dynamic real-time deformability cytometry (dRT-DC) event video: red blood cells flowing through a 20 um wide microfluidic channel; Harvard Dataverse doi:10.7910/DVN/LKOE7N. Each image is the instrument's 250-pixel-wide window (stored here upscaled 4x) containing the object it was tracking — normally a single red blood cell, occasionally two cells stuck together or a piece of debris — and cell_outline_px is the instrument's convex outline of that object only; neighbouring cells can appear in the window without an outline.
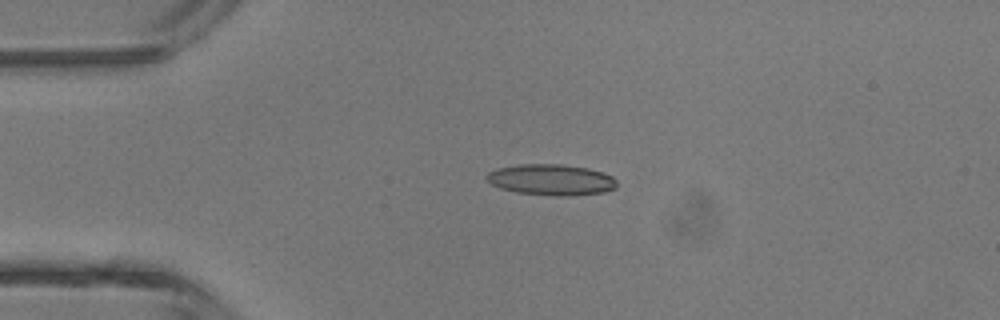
{"species": "common noctule bat (a hibernating species)", "species_latin": "Nyctalus noctula", "temperature_condition": "room temperature", "stored_images_in_passage": 3, "camera_frame_rate_fps": 3000, "um_per_image_px": 0.085, "animal": {"sex": "male", "body_mass_g": 13.3}, "frame": {"image": 1, "passage_image": 1, "time_ms": 0.0, "image_size_px": [1000, 320], "cell_outline_px": [[616, 188], [604, 192], [568, 196], [556, 196], [516, 192], [500, 188], [492, 184], [484, 176], [488, 172], [500, 168], [520, 164], [560, 164], [588, 168], [612, 176], [616, 180]], "centroid_in_image_um": [46.85, 15.28], "position_along_channel_um": 38.1, "area_um2": 23.41}}
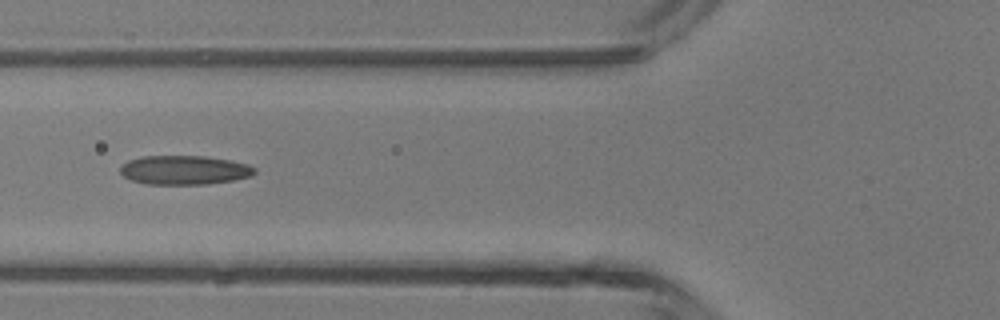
{"frame": {"image": 2, "passage_image": 3, "time_ms": 0.667, "image_size_px": [1000, 320], "cell_outline_px": [[256, 172], [252, 176], [232, 180], [208, 184], [148, 184], [132, 180], [124, 176], [120, 172], [120, 168], [128, 160], [140, 156], [204, 156], [228, 160], [248, 164], [256, 168]], "centroid_in_image_um": [15.68, 14.45], "position_along_channel_um": 110.1, "area_um2": 22.72}}